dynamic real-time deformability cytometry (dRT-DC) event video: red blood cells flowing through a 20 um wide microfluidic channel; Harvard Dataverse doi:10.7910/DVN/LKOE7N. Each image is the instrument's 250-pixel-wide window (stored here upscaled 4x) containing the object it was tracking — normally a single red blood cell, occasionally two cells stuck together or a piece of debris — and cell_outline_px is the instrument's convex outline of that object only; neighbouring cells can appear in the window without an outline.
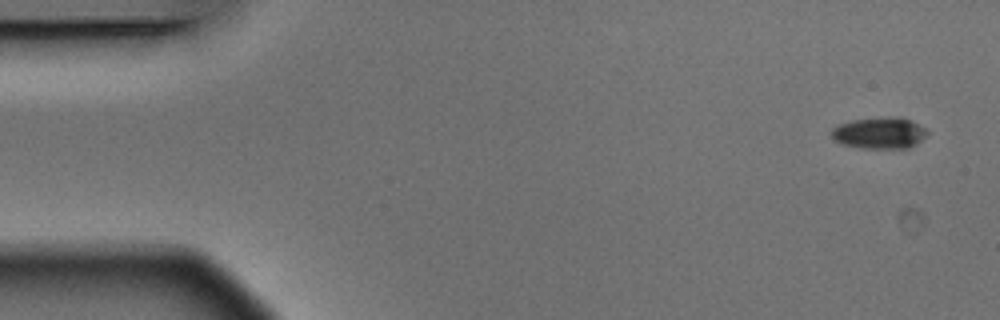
{"species": "Egyptian fruit bat (a non-hibernating species)", "species_latin": "Rousettus aegyptiacus", "temperature_condition": "warm", "stored_images_in_passage": 5, "segment_of_instrument_passage": [1, 2], "camera_frame_rate_fps": 3000, "um_per_image_px": 0.085, "animal": {"sex": "male"}, "frame": {"image": 1, "passage_image": 1, "time_ms": 0.0, "image_size_px": [1000, 320], "cell_outline_px": [[928, 132], [916, 144], [908, 148], [860, 148], [840, 144], [832, 136], [832, 128], [840, 124], [852, 120], [892, 116], [908, 120], [924, 128]], "centroid_in_image_um": [74.71, 11.31], "position_along_channel_um": 10.3, "area_um2": 17.22}}
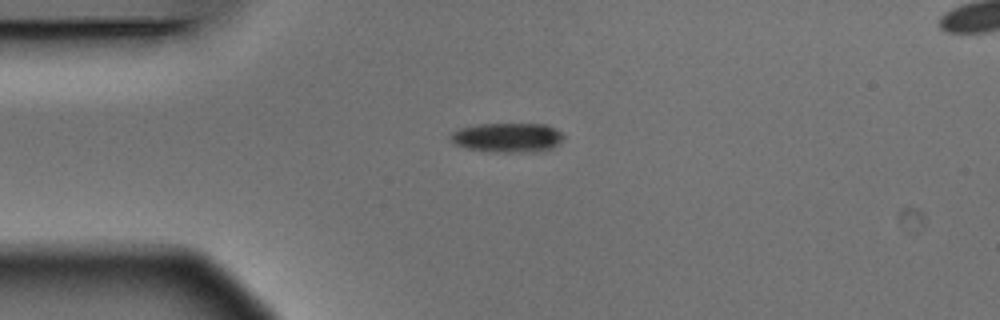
{"frame": {"image": 2, "passage_image": 4, "time_ms": 1.0, "image_size_px": [1000, 320], "cell_outline_px": [[564, 136], [552, 148], [532, 152], [504, 152], [468, 148], [456, 144], [448, 136], [452, 132], [460, 128], [480, 124], [548, 124], [556, 128]], "centroid_in_image_um": [43.15, 11.67], "position_along_channel_um": 41.9, "area_um2": 19.07}}